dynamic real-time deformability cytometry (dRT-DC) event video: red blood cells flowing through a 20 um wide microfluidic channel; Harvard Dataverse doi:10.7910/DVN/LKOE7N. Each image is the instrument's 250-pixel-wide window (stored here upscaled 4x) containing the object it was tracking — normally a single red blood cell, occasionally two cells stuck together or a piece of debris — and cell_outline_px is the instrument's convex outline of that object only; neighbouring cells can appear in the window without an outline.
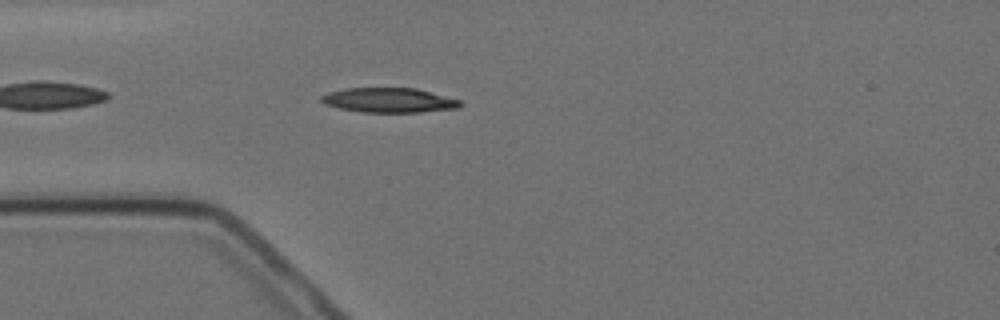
{"species": "Egyptian fruit bat (a non-hibernating species)", "species_latin": "Rousettus aegyptiacus", "temperature_condition": "cold", "stored_images_in_passage": 4, "camera_frame_rate_fps": 3000, "um_per_image_px": 0.085, "animal": {"sex": "female"}, "frame": {"image": 1, "passage_image": 4, "time_ms": 4.333, "image_size_px": [1000, 320], "cell_outline_px": [[464, 104], [460, 108], [420, 112], [360, 112], [340, 108], [324, 104], [320, 100], [320, 96], [328, 92], [344, 88], [416, 88], [460, 100]], "centroid_in_image_um": [33.06, 8.52], "position_along_channel_um": 51.9, "area_um2": 20.06}}